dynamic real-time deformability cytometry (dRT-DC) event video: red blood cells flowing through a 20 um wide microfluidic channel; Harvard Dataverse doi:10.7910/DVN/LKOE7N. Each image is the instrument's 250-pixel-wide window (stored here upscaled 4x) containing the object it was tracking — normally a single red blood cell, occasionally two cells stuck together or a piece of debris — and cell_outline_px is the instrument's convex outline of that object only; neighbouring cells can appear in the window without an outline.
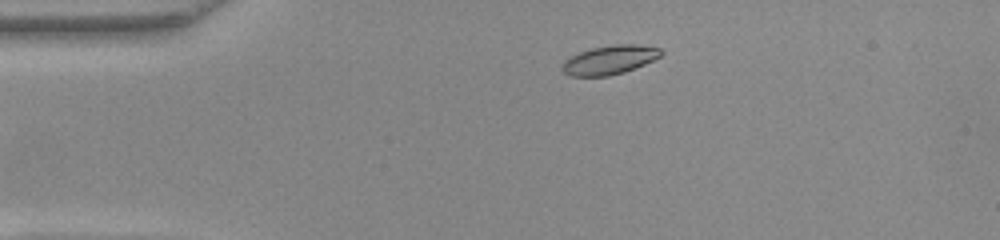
{"species": "common noctule bat (a hibernating species)", "species_latin": "Nyctalus noctula", "temperature_condition": "warm", "stored_images_in_passage": 43, "camera_frame_rate_fps": 3000, "um_per_image_px": 0.085, "animal": {"sex": "female", "body_mass_g": 22.0, "forearm_length_mm": 56.7}, "frame": {"image": 1, "passage_image": 1, "time_ms": 0.0, "image_size_px": [1000, 240], "cell_outline_px": [[664, 52], [660, 56], [644, 64], [624, 72], [608, 76], [572, 76], [564, 72], [560, 68], [564, 60], [580, 52], [592, 48], [612, 44], [640, 44], [660, 48]], "centroid_in_image_um": [51.82, 5.08], "position_along_channel_um": 33.2, "area_um2": 16.65}}
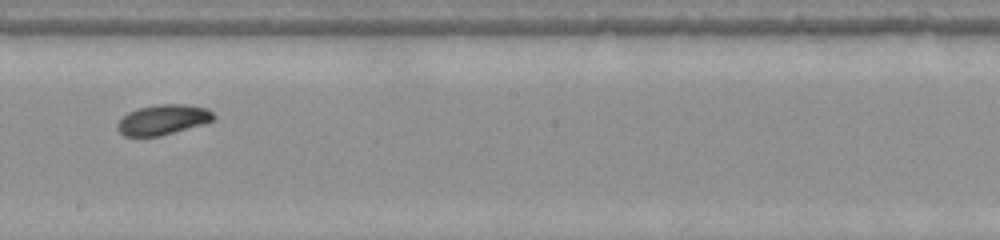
{"frame": {"image": 2, "passage_image": 20, "time_ms": 6.333, "image_size_px": [1000, 240], "cell_outline_px": [[216, 116], [212, 120], [200, 124], [160, 136], [124, 136], [116, 128], [116, 124], [128, 112], [140, 108], [156, 104], [184, 104], [208, 108]], "centroid_in_image_um": [13.82, 10.16], "position_along_channel_um": 234.4, "area_um2": 16.65}}
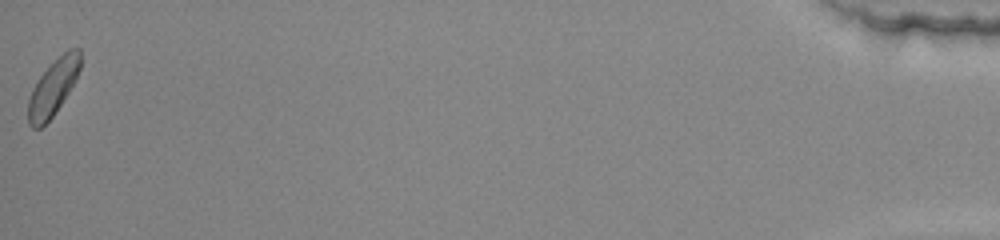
{"frame": {"image": 3, "passage_image": 43, "time_ms": 14.0, "image_size_px": [1000, 240], "cell_outline_px": [[80, 68], [68, 92], [52, 116], [40, 128], [32, 128], [28, 124], [28, 100], [32, 88], [40, 76], [68, 48], [80, 48]], "centroid_in_image_um": [4.49, 7.45], "position_along_channel_um": 430.7, "area_um2": 16.42}, "authors_computed_cell_mechanics": {"area_um2": 16.8776, "velocity_mm_per_s": 3.8787, "shape_relaxation_time_tau1_ms": 2.2547, "shape_relaxation_time_tau2_ms": null, "deformation_change_tau1": 0.0971, "deformation_change_tau2": null}}